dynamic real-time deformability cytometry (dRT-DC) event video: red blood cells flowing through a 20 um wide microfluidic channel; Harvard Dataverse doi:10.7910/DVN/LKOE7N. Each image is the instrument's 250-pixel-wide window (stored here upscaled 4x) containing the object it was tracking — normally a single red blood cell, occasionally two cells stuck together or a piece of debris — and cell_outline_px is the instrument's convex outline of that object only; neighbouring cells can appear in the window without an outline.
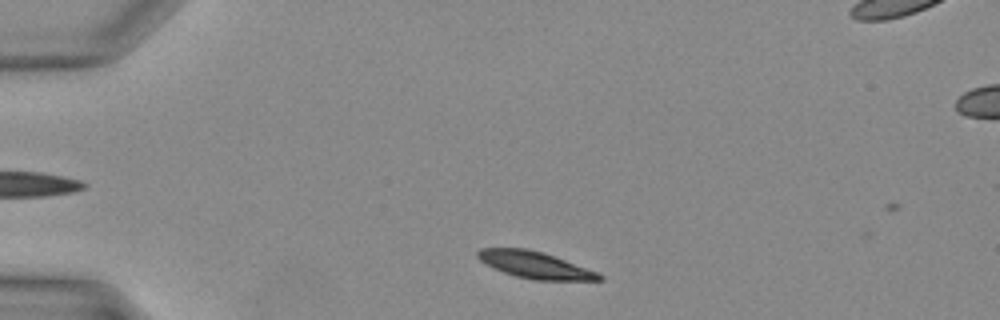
{"species": "Egyptian fruit bat (a non-hibernating species)", "species_latin": "Rousettus aegyptiacus", "temperature_condition": "warm", "stored_images_in_passage": 6, "camera_frame_rate_fps": 3000, "um_per_image_px": 0.085, "animal": {"sex": "female"}, "frame": {"image": 1, "passage_image": 2, "time_ms": 0.333, "image_size_px": [1000, 320], "cell_outline_px": [[604, 280], [536, 280], [516, 276], [504, 272], [480, 260], [476, 256], [476, 252], [480, 248], [524, 248], [544, 252], [600, 272], [604, 276]], "centroid_in_image_um": [45.54, 22.51], "position_along_channel_um": 39.5, "area_um2": 18.96}}